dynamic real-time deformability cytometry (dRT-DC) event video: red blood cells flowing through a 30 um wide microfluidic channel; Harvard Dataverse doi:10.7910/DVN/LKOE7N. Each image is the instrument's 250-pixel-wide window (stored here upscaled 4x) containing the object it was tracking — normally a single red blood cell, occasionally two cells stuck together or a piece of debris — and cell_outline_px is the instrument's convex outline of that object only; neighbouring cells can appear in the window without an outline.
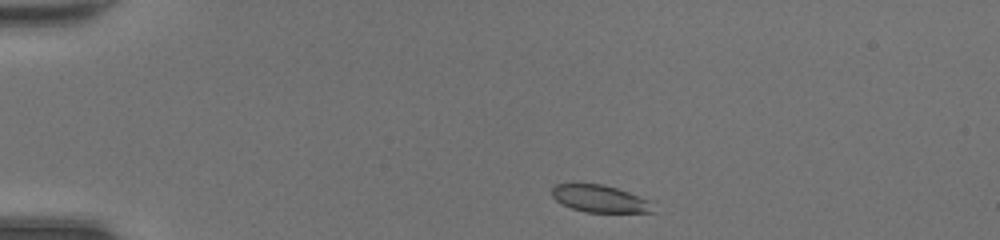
{"species": "common noctule bat (a hibernating species)", "species_latin": "Nyctalus noctula", "temperature_condition": "room temperature", "stored_images_in_passage": 38, "camera_frame_rate_fps": 3000, "um_per_image_px": 0.085, "animal": {"sex": "female", "body_mass_g": 20.0, "forearm_length_mm": 54.0}, "frame": {"image": 1, "passage_image": 1, "time_ms": 0.0, "image_size_px": [1000, 240], "cell_outline_px": [[656, 212], [584, 212], [572, 208], [556, 200], [552, 196], [552, 188], [556, 184], [604, 184], [628, 192], [648, 200]], "centroid_in_image_um": [50.98, 16.89], "position_along_channel_um": 34.0, "area_um2": 15.78}}
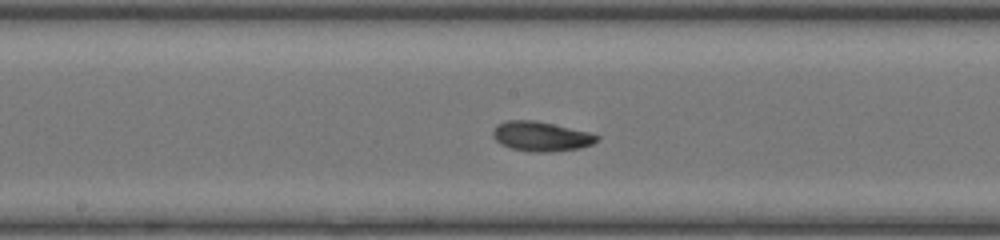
{"frame": {"image": 2, "passage_image": 17, "time_ms": 5.333, "image_size_px": [1000, 240], "cell_outline_px": [[600, 140], [592, 144], [580, 148], [552, 152], [528, 152], [512, 148], [500, 144], [492, 136], [492, 128], [496, 124], [508, 120], [536, 120], [588, 132], [600, 136]], "centroid_in_image_um": [45.97, 11.59], "position_along_channel_um": 202.2, "area_um2": 18.21}}
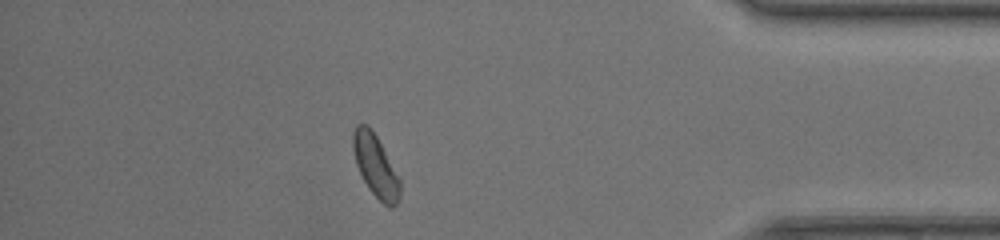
{"frame": {"image": 3, "passage_image": 33, "time_ms": 10.667, "image_size_px": [1000, 240], "cell_outline_px": [[400, 200], [392, 208], [388, 208], [368, 188], [356, 164], [352, 148], [352, 132], [356, 124], [368, 124], [376, 136], [400, 180]], "centroid_in_image_um": [31.9, 14.1], "position_along_channel_um": 403.3, "area_um2": 16.82}, "authors_computed_cell_mechanics": {"area_um2": 17.2822, "velocity_mm_per_s": 4.3968, "shape_relaxation_time_tau1_ms": 3.5817, "shape_relaxation_time_tau2_ms": 2.6698, "deformation_change_tau1": 0.117, "deformation_change_tau2": 0.0743}}